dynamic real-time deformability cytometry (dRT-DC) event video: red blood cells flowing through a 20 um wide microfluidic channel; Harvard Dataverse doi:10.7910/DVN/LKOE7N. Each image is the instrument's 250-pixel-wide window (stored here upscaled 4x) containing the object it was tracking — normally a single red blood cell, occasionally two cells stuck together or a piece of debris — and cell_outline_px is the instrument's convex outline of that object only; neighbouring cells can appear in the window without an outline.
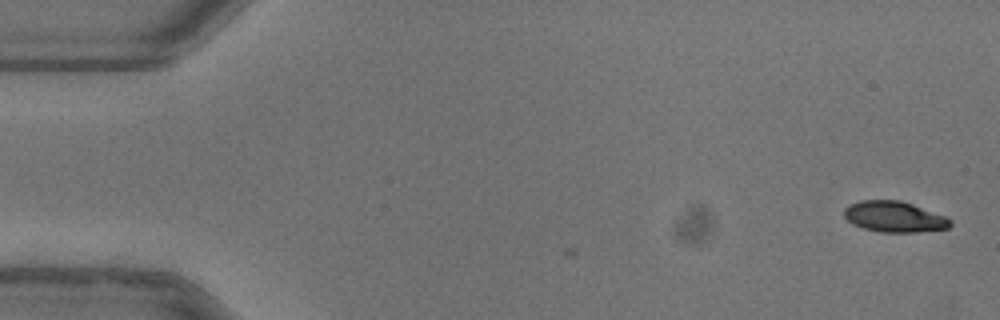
{"species": "common noctule bat (a hibernating species)", "species_latin": "Nyctalus noctula", "temperature_condition": "warm", "stored_images_in_passage": 3, "camera_frame_rate_fps": 3000, "um_per_image_px": 0.085, "animal": {"sex": "female"}, "frame": {"image": 1, "passage_image": 3, "time_ms": 0.667, "image_size_px": [1000, 320], "cell_outline_px": [[952, 224], [948, 228], [916, 232], [880, 232], [864, 228], [852, 224], [844, 216], [844, 208], [848, 204], [860, 200], [900, 200], [948, 216], [952, 220]], "centroid_in_image_um": [76.03, 18.41], "position_along_channel_um": 9.0, "area_um2": 19.25}}